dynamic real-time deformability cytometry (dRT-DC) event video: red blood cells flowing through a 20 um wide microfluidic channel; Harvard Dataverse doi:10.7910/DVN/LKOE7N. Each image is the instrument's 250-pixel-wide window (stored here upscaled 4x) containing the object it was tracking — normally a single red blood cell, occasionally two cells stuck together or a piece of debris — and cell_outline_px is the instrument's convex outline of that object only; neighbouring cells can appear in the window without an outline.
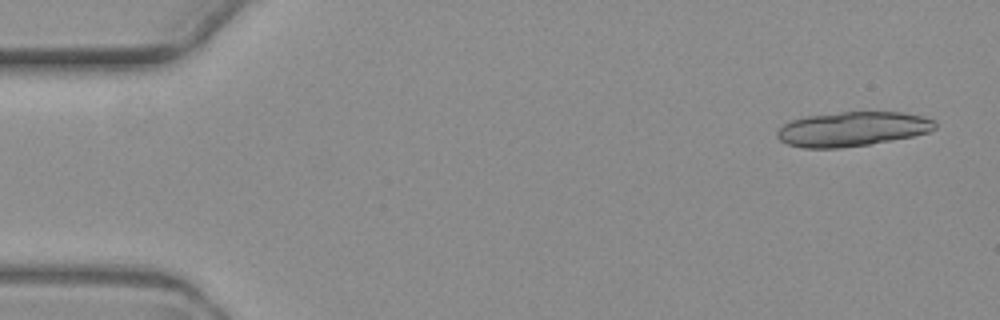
{"species": "common noctule bat (a hibernating species)", "species_latin": "Nyctalus noctula", "temperature_condition": "warm", "stored_images_in_passage": 5, "camera_frame_rate_fps": 3000, "um_per_image_px": 0.085, "animal": {"sex": "female", "body_mass_g": 19.3, "forearm_length_mm": 54.1}, "frame": {"image": 1, "passage_image": 1, "time_ms": 0.0, "image_size_px": [1000, 320], "cell_outline_px": [[936, 128], [928, 132], [912, 136], [892, 140], [868, 144], [840, 148], [804, 148], [788, 144], [780, 140], [776, 136], [776, 132], [784, 124], [792, 120], [808, 116], [840, 112], [904, 112], [924, 116], [936, 120]], "centroid_in_image_um": [72.48, 10.96], "position_along_channel_um": 12.5, "area_um2": 31.73}}